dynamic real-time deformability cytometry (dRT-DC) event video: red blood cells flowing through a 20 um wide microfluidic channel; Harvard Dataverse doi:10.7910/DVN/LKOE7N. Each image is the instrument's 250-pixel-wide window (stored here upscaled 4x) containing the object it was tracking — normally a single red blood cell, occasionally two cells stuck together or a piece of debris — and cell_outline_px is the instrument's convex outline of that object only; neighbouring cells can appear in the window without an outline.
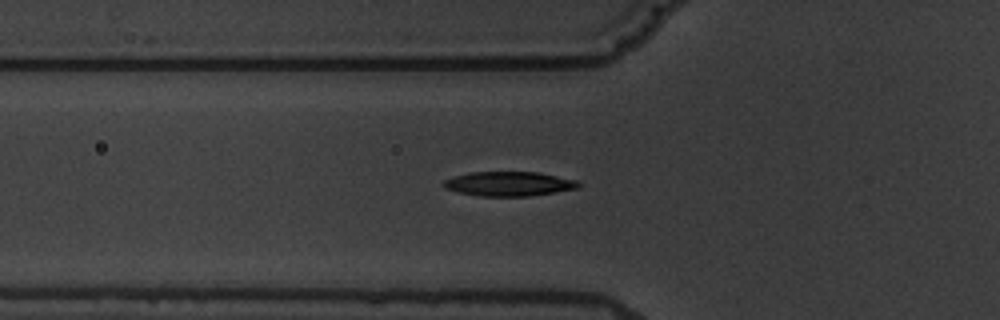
{"species": "common noctule bat (a hibernating species)", "species_latin": "Nyctalus noctula", "temperature_condition": "warm", "stored_images_in_passage": 8, "camera_frame_rate_fps": 3000, "um_per_image_px": 0.085, "animal": {"sex": "male", "body_mass_g": 19.5, "forearm_length_mm": 54.6}, "frame": {"image": 1, "passage_image": 8, "time_ms": 8.333, "image_size_px": [1000, 320], "cell_outline_px": [[580, 184], [576, 188], [556, 192], [528, 196], [480, 196], [456, 192], [444, 188], [440, 184], [444, 180], [452, 176], [468, 172], [540, 172], [576, 180]], "centroid_in_image_um": [43.18, 15.62], "position_along_channel_um": 82.6, "area_um2": 19.36}}